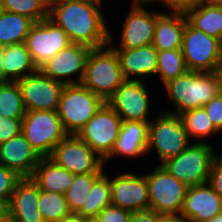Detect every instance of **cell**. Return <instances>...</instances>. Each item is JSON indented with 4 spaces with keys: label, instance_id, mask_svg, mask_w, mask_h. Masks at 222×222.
<instances>
[{
    "label": "cell",
    "instance_id": "obj_3",
    "mask_svg": "<svg viewBox=\"0 0 222 222\" xmlns=\"http://www.w3.org/2000/svg\"><path fill=\"white\" fill-rule=\"evenodd\" d=\"M124 81L115 49L110 44L90 50L82 85L106 102Z\"/></svg>",
    "mask_w": 222,
    "mask_h": 222
},
{
    "label": "cell",
    "instance_id": "obj_26",
    "mask_svg": "<svg viewBox=\"0 0 222 222\" xmlns=\"http://www.w3.org/2000/svg\"><path fill=\"white\" fill-rule=\"evenodd\" d=\"M178 116L192 142L209 143V140H212L215 145L214 137H222V133L213 125L203 107L187 110Z\"/></svg>",
    "mask_w": 222,
    "mask_h": 222
},
{
    "label": "cell",
    "instance_id": "obj_34",
    "mask_svg": "<svg viewBox=\"0 0 222 222\" xmlns=\"http://www.w3.org/2000/svg\"><path fill=\"white\" fill-rule=\"evenodd\" d=\"M103 173L74 174V181L65 193L68 208L71 213H77L85 202L94 182Z\"/></svg>",
    "mask_w": 222,
    "mask_h": 222
},
{
    "label": "cell",
    "instance_id": "obj_22",
    "mask_svg": "<svg viewBox=\"0 0 222 222\" xmlns=\"http://www.w3.org/2000/svg\"><path fill=\"white\" fill-rule=\"evenodd\" d=\"M38 201V185L31 178H22L8 203L9 218L15 222H44Z\"/></svg>",
    "mask_w": 222,
    "mask_h": 222
},
{
    "label": "cell",
    "instance_id": "obj_36",
    "mask_svg": "<svg viewBox=\"0 0 222 222\" xmlns=\"http://www.w3.org/2000/svg\"><path fill=\"white\" fill-rule=\"evenodd\" d=\"M131 216V211L111 204L103 208L96 219L99 222H130Z\"/></svg>",
    "mask_w": 222,
    "mask_h": 222
},
{
    "label": "cell",
    "instance_id": "obj_9",
    "mask_svg": "<svg viewBox=\"0 0 222 222\" xmlns=\"http://www.w3.org/2000/svg\"><path fill=\"white\" fill-rule=\"evenodd\" d=\"M148 84L153 83L125 80L106 102L122 121L150 122L158 111L152 110L154 98L150 91H154V87Z\"/></svg>",
    "mask_w": 222,
    "mask_h": 222
},
{
    "label": "cell",
    "instance_id": "obj_14",
    "mask_svg": "<svg viewBox=\"0 0 222 222\" xmlns=\"http://www.w3.org/2000/svg\"><path fill=\"white\" fill-rule=\"evenodd\" d=\"M72 174L104 173L105 161L77 135H67L49 157Z\"/></svg>",
    "mask_w": 222,
    "mask_h": 222
},
{
    "label": "cell",
    "instance_id": "obj_25",
    "mask_svg": "<svg viewBox=\"0 0 222 222\" xmlns=\"http://www.w3.org/2000/svg\"><path fill=\"white\" fill-rule=\"evenodd\" d=\"M4 77L8 81L17 82L39 69L32 60L25 43L12 44L4 47L3 52Z\"/></svg>",
    "mask_w": 222,
    "mask_h": 222
},
{
    "label": "cell",
    "instance_id": "obj_51",
    "mask_svg": "<svg viewBox=\"0 0 222 222\" xmlns=\"http://www.w3.org/2000/svg\"><path fill=\"white\" fill-rule=\"evenodd\" d=\"M6 222H15V221L9 218Z\"/></svg>",
    "mask_w": 222,
    "mask_h": 222
},
{
    "label": "cell",
    "instance_id": "obj_30",
    "mask_svg": "<svg viewBox=\"0 0 222 222\" xmlns=\"http://www.w3.org/2000/svg\"><path fill=\"white\" fill-rule=\"evenodd\" d=\"M187 66L181 49L158 51L156 79L164 86L169 81L187 72Z\"/></svg>",
    "mask_w": 222,
    "mask_h": 222
},
{
    "label": "cell",
    "instance_id": "obj_12",
    "mask_svg": "<svg viewBox=\"0 0 222 222\" xmlns=\"http://www.w3.org/2000/svg\"><path fill=\"white\" fill-rule=\"evenodd\" d=\"M126 164L114 174L109 170L111 204L131 212L150 209L146 176L139 169L131 172Z\"/></svg>",
    "mask_w": 222,
    "mask_h": 222
},
{
    "label": "cell",
    "instance_id": "obj_2",
    "mask_svg": "<svg viewBox=\"0 0 222 222\" xmlns=\"http://www.w3.org/2000/svg\"><path fill=\"white\" fill-rule=\"evenodd\" d=\"M166 104L170 109H162L164 112L181 114L187 110L201 108L222 91L221 71L194 72L187 71L184 74L169 81L164 86ZM168 102V103H167Z\"/></svg>",
    "mask_w": 222,
    "mask_h": 222
},
{
    "label": "cell",
    "instance_id": "obj_20",
    "mask_svg": "<svg viewBox=\"0 0 222 222\" xmlns=\"http://www.w3.org/2000/svg\"><path fill=\"white\" fill-rule=\"evenodd\" d=\"M222 211V197L208 183L188 187L181 216L188 222H206Z\"/></svg>",
    "mask_w": 222,
    "mask_h": 222
},
{
    "label": "cell",
    "instance_id": "obj_46",
    "mask_svg": "<svg viewBox=\"0 0 222 222\" xmlns=\"http://www.w3.org/2000/svg\"><path fill=\"white\" fill-rule=\"evenodd\" d=\"M102 4L103 0H99ZM130 1V7H141V6H144V5H147V4H150L151 3V0H128Z\"/></svg>",
    "mask_w": 222,
    "mask_h": 222
},
{
    "label": "cell",
    "instance_id": "obj_1",
    "mask_svg": "<svg viewBox=\"0 0 222 222\" xmlns=\"http://www.w3.org/2000/svg\"><path fill=\"white\" fill-rule=\"evenodd\" d=\"M99 0L48 4L49 18L60 26L72 43L99 48L109 44V24ZM107 21V22H106Z\"/></svg>",
    "mask_w": 222,
    "mask_h": 222
},
{
    "label": "cell",
    "instance_id": "obj_32",
    "mask_svg": "<svg viewBox=\"0 0 222 222\" xmlns=\"http://www.w3.org/2000/svg\"><path fill=\"white\" fill-rule=\"evenodd\" d=\"M0 10L28 17L34 23L49 17L47 0H0Z\"/></svg>",
    "mask_w": 222,
    "mask_h": 222
},
{
    "label": "cell",
    "instance_id": "obj_10",
    "mask_svg": "<svg viewBox=\"0 0 222 222\" xmlns=\"http://www.w3.org/2000/svg\"><path fill=\"white\" fill-rule=\"evenodd\" d=\"M144 171L147 179L150 209L159 215H178L183 209L188 187L161 165Z\"/></svg>",
    "mask_w": 222,
    "mask_h": 222
},
{
    "label": "cell",
    "instance_id": "obj_48",
    "mask_svg": "<svg viewBox=\"0 0 222 222\" xmlns=\"http://www.w3.org/2000/svg\"><path fill=\"white\" fill-rule=\"evenodd\" d=\"M198 4H217V5H222V0H198Z\"/></svg>",
    "mask_w": 222,
    "mask_h": 222
},
{
    "label": "cell",
    "instance_id": "obj_37",
    "mask_svg": "<svg viewBox=\"0 0 222 222\" xmlns=\"http://www.w3.org/2000/svg\"><path fill=\"white\" fill-rule=\"evenodd\" d=\"M23 118H7L0 115V143L6 142L22 133Z\"/></svg>",
    "mask_w": 222,
    "mask_h": 222
},
{
    "label": "cell",
    "instance_id": "obj_4",
    "mask_svg": "<svg viewBox=\"0 0 222 222\" xmlns=\"http://www.w3.org/2000/svg\"><path fill=\"white\" fill-rule=\"evenodd\" d=\"M149 122L147 155L156 154V165L175 157L184 151L192 141L177 114L164 112L159 109ZM158 162V163H157Z\"/></svg>",
    "mask_w": 222,
    "mask_h": 222
},
{
    "label": "cell",
    "instance_id": "obj_18",
    "mask_svg": "<svg viewBox=\"0 0 222 222\" xmlns=\"http://www.w3.org/2000/svg\"><path fill=\"white\" fill-rule=\"evenodd\" d=\"M148 127L149 122L123 121L114 149L104 160L105 166L110 168V164L114 165L113 159L115 163L123 159H126L124 161L144 159L147 155Z\"/></svg>",
    "mask_w": 222,
    "mask_h": 222
},
{
    "label": "cell",
    "instance_id": "obj_42",
    "mask_svg": "<svg viewBox=\"0 0 222 222\" xmlns=\"http://www.w3.org/2000/svg\"><path fill=\"white\" fill-rule=\"evenodd\" d=\"M157 222H188L180 214L178 215H160Z\"/></svg>",
    "mask_w": 222,
    "mask_h": 222
},
{
    "label": "cell",
    "instance_id": "obj_41",
    "mask_svg": "<svg viewBox=\"0 0 222 222\" xmlns=\"http://www.w3.org/2000/svg\"><path fill=\"white\" fill-rule=\"evenodd\" d=\"M159 216L152 209L132 212L130 222H157Z\"/></svg>",
    "mask_w": 222,
    "mask_h": 222
},
{
    "label": "cell",
    "instance_id": "obj_39",
    "mask_svg": "<svg viewBox=\"0 0 222 222\" xmlns=\"http://www.w3.org/2000/svg\"><path fill=\"white\" fill-rule=\"evenodd\" d=\"M153 4H158L164 8L161 9L164 13H184L186 14L194 6L198 4V0H151Z\"/></svg>",
    "mask_w": 222,
    "mask_h": 222
},
{
    "label": "cell",
    "instance_id": "obj_6",
    "mask_svg": "<svg viewBox=\"0 0 222 222\" xmlns=\"http://www.w3.org/2000/svg\"><path fill=\"white\" fill-rule=\"evenodd\" d=\"M105 101L82 84L65 85L57 109L68 135H77Z\"/></svg>",
    "mask_w": 222,
    "mask_h": 222
},
{
    "label": "cell",
    "instance_id": "obj_13",
    "mask_svg": "<svg viewBox=\"0 0 222 222\" xmlns=\"http://www.w3.org/2000/svg\"><path fill=\"white\" fill-rule=\"evenodd\" d=\"M122 122L121 117L105 102L77 136L105 160L114 149Z\"/></svg>",
    "mask_w": 222,
    "mask_h": 222
},
{
    "label": "cell",
    "instance_id": "obj_15",
    "mask_svg": "<svg viewBox=\"0 0 222 222\" xmlns=\"http://www.w3.org/2000/svg\"><path fill=\"white\" fill-rule=\"evenodd\" d=\"M24 43L39 69L72 42L68 34L48 17L30 27Z\"/></svg>",
    "mask_w": 222,
    "mask_h": 222
},
{
    "label": "cell",
    "instance_id": "obj_38",
    "mask_svg": "<svg viewBox=\"0 0 222 222\" xmlns=\"http://www.w3.org/2000/svg\"><path fill=\"white\" fill-rule=\"evenodd\" d=\"M215 152L207 183L222 197V152Z\"/></svg>",
    "mask_w": 222,
    "mask_h": 222
},
{
    "label": "cell",
    "instance_id": "obj_8",
    "mask_svg": "<svg viewBox=\"0 0 222 222\" xmlns=\"http://www.w3.org/2000/svg\"><path fill=\"white\" fill-rule=\"evenodd\" d=\"M181 50L188 71H221L222 42L194 28L188 21L183 33Z\"/></svg>",
    "mask_w": 222,
    "mask_h": 222
},
{
    "label": "cell",
    "instance_id": "obj_28",
    "mask_svg": "<svg viewBox=\"0 0 222 222\" xmlns=\"http://www.w3.org/2000/svg\"><path fill=\"white\" fill-rule=\"evenodd\" d=\"M33 24L28 17L0 10V45L5 47L25 42Z\"/></svg>",
    "mask_w": 222,
    "mask_h": 222
},
{
    "label": "cell",
    "instance_id": "obj_31",
    "mask_svg": "<svg viewBox=\"0 0 222 222\" xmlns=\"http://www.w3.org/2000/svg\"><path fill=\"white\" fill-rule=\"evenodd\" d=\"M26 109L18 82L0 83V115L7 118H23Z\"/></svg>",
    "mask_w": 222,
    "mask_h": 222
},
{
    "label": "cell",
    "instance_id": "obj_35",
    "mask_svg": "<svg viewBox=\"0 0 222 222\" xmlns=\"http://www.w3.org/2000/svg\"><path fill=\"white\" fill-rule=\"evenodd\" d=\"M22 179L15 171L0 164V202L8 204L16 184Z\"/></svg>",
    "mask_w": 222,
    "mask_h": 222
},
{
    "label": "cell",
    "instance_id": "obj_47",
    "mask_svg": "<svg viewBox=\"0 0 222 222\" xmlns=\"http://www.w3.org/2000/svg\"><path fill=\"white\" fill-rule=\"evenodd\" d=\"M80 1H89V0H47V4H63V3L80 2Z\"/></svg>",
    "mask_w": 222,
    "mask_h": 222
},
{
    "label": "cell",
    "instance_id": "obj_33",
    "mask_svg": "<svg viewBox=\"0 0 222 222\" xmlns=\"http://www.w3.org/2000/svg\"><path fill=\"white\" fill-rule=\"evenodd\" d=\"M38 205L44 222H59L63 217L71 213L65 194L39 189Z\"/></svg>",
    "mask_w": 222,
    "mask_h": 222
},
{
    "label": "cell",
    "instance_id": "obj_24",
    "mask_svg": "<svg viewBox=\"0 0 222 222\" xmlns=\"http://www.w3.org/2000/svg\"><path fill=\"white\" fill-rule=\"evenodd\" d=\"M31 179L40 190L65 194L74 181V174L45 157L40 159Z\"/></svg>",
    "mask_w": 222,
    "mask_h": 222
},
{
    "label": "cell",
    "instance_id": "obj_27",
    "mask_svg": "<svg viewBox=\"0 0 222 222\" xmlns=\"http://www.w3.org/2000/svg\"><path fill=\"white\" fill-rule=\"evenodd\" d=\"M186 17L194 28L222 42V5L197 4Z\"/></svg>",
    "mask_w": 222,
    "mask_h": 222
},
{
    "label": "cell",
    "instance_id": "obj_43",
    "mask_svg": "<svg viewBox=\"0 0 222 222\" xmlns=\"http://www.w3.org/2000/svg\"><path fill=\"white\" fill-rule=\"evenodd\" d=\"M59 222H85V218H82L77 213H70L69 215L63 217Z\"/></svg>",
    "mask_w": 222,
    "mask_h": 222
},
{
    "label": "cell",
    "instance_id": "obj_29",
    "mask_svg": "<svg viewBox=\"0 0 222 222\" xmlns=\"http://www.w3.org/2000/svg\"><path fill=\"white\" fill-rule=\"evenodd\" d=\"M111 205L110 179L108 167L94 182L81 209L77 212L82 218H96L99 212Z\"/></svg>",
    "mask_w": 222,
    "mask_h": 222
},
{
    "label": "cell",
    "instance_id": "obj_7",
    "mask_svg": "<svg viewBox=\"0 0 222 222\" xmlns=\"http://www.w3.org/2000/svg\"><path fill=\"white\" fill-rule=\"evenodd\" d=\"M153 6L155 5L151 2L150 5L129 7L128 13L126 11L124 14L122 26L118 29L120 36H114L109 28V44L114 49H136L152 44L157 19L163 14L161 9L154 10ZM149 7L153 9L150 10Z\"/></svg>",
    "mask_w": 222,
    "mask_h": 222
},
{
    "label": "cell",
    "instance_id": "obj_23",
    "mask_svg": "<svg viewBox=\"0 0 222 222\" xmlns=\"http://www.w3.org/2000/svg\"><path fill=\"white\" fill-rule=\"evenodd\" d=\"M184 13H163L156 22L152 45L158 50L181 49L187 23Z\"/></svg>",
    "mask_w": 222,
    "mask_h": 222
},
{
    "label": "cell",
    "instance_id": "obj_50",
    "mask_svg": "<svg viewBox=\"0 0 222 222\" xmlns=\"http://www.w3.org/2000/svg\"><path fill=\"white\" fill-rule=\"evenodd\" d=\"M85 222H99L96 218H86Z\"/></svg>",
    "mask_w": 222,
    "mask_h": 222
},
{
    "label": "cell",
    "instance_id": "obj_21",
    "mask_svg": "<svg viewBox=\"0 0 222 222\" xmlns=\"http://www.w3.org/2000/svg\"><path fill=\"white\" fill-rule=\"evenodd\" d=\"M40 159V155L22 133L0 143V164L15 171L22 178H31Z\"/></svg>",
    "mask_w": 222,
    "mask_h": 222
},
{
    "label": "cell",
    "instance_id": "obj_44",
    "mask_svg": "<svg viewBox=\"0 0 222 222\" xmlns=\"http://www.w3.org/2000/svg\"><path fill=\"white\" fill-rule=\"evenodd\" d=\"M9 219L8 204L0 202V222H6Z\"/></svg>",
    "mask_w": 222,
    "mask_h": 222
},
{
    "label": "cell",
    "instance_id": "obj_5",
    "mask_svg": "<svg viewBox=\"0 0 222 222\" xmlns=\"http://www.w3.org/2000/svg\"><path fill=\"white\" fill-rule=\"evenodd\" d=\"M210 143L192 142L184 151L160 165L187 187L206 184L215 150Z\"/></svg>",
    "mask_w": 222,
    "mask_h": 222
},
{
    "label": "cell",
    "instance_id": "obj_49",
    "mask_svg": "<svg viewBox=\"0 0 222 222\" xmlns=\"http://www.w3.org/2000/svg\"><path fill=\"white\" fill-rule=\"evenodd\" d=\"M206 222H222V211Z\"/></svg>",
    "mask_w": 222,
    "mask_h": 222
},
{
    "label": "cell",
    "instance_id": "obj_19",
    "mask_svg": "<svg viewBox=\"0 0 222 222\" xmlns=\"http://www.w3.org/2000/svg\"><path fill=\"white\" fill-rule=\"evenodd\" d=\"M125 80L150 82L157 73L158 50L152 45L136 49H115Z\"/></svg>",
    "mask_w": 222,
    "mask_h": 222
},
{
    "label": "cell",
    "instance_id": "obj_17",
    "mask_svg": "<svg viewBox=\"0 0 222 222\" xmlns=\"http://www.w3.org/2000/svg\"><path fill=\"white\" fill-rule=\"evenodd\" d=\"M19 83L26 111H56L65 84L53 80L40 70L27 75Z\"/></svg>",
    "mask_w": 222,
    "mask_h": 222
},
{
    "label": "cell",
    "instance_id": "obj_16",
    "mask_svg": "<svg viewBox=\"0 0 222 222\" xmlns=\"http://www.w3.org/2000/svg\"><path fill=\"white\" fill-rule=\"evenodd\" d=\"M90 50L86 45L71 43L44 63L39 70L65 85L81 84Z\"/></svg>",
    "mask_w": 222,
    "mask_h": 222
},
{
    "label": "cell",
    "instance_id": "obj_40",
    "mask_svg": "<svg viewBox=\"0 0 222 222\" xmlns=\"http://www.w3.org/2000/svg\"><path fill=\"white\" fill-rule=\"evenodd\" d=\"M213 125L222 133V91L203 106Z\"/></svg>",
    "mask_w": 222,
    "mask_h": 222
},
{
    "label": "cell",
    "instance_id": "obj_45",
    "mask_svg": "<svg viewBox=\"0 0 222 222\" xmlns=\"http://www.w3.org/2000/svg\"><path fill=\"white\" fill-rule=\"evenodd\" d=\"M3 52H4V47L0 45V83L9 82V81L4 77V70H3Z\"/></svg>",
    "mask_w": 222,
    "mask_h": 222
},
{
    "label": "cell",
    "instance_id": "obj_11",
    "mask_svg": "<svg viewBox=\"0 0 222 222\" xmlns=\"http://www.w3.org/2000/svg\"><path fill=\"white\" fill-rule=\"evenodd\" d=\"M22 134L41 158L50 157L54 147L68 135L57 110L26 111Z\"/></svg>",
    "mask_w": 222,
    "mask_h": 222
}]
</instances>
